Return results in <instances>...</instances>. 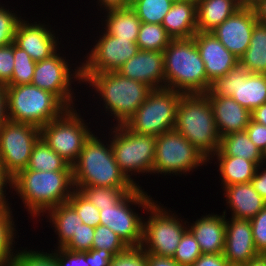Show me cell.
Segmentation results:
<instances>
[{
	"mask_svg": "<svg viewBox=\"0 0 266 266\" xmlns=\"http://www.w3.org/2000/svg\"><path fill=\"white\" fill-rule=\"evenodd\" d=\"M12 189L32 216L41 217L60 204L67 203L75 190L72 171L22 170L12 178Z\"/></svg>",
	"mask_w": 266,
	"mask_h": 266,
	"instance_id": "cell-1",
	"label": "cell"
},
{
	"mask_svg": "<svg viewBox=\"0 0 266 266\" xmlns=\"http://www.w3.org/2000/svg\"><path fill=\"white\" fill-rule=\"evenodd\" d=\"M94 133L84 142L77 161L72 165L74 186L122 188L131 192L136 186L121 172L111 144ZM103 141V142H102Z\"/></svg>",
	"mask_w": 266,
	"mask_h": 266,
	"instance_id": "cell-2",
	"label": "cell"
},
{
	"mask_svg": "<svg viewBox=\"0 0 266 266\" xmlns=\"http://www.w3.org/2000/svg\"><path fill=\"white\" fill-rule=\"evenodd\" d=\"M174 130L208 159L220 147L221 137L205 93L182 94L176 109Z\"/></svg>",
	"mask_w": 266,
	"mask_h": 266,
	"instance_id": "cell-3",
	"label": "cell"
},
{
	"mask_svg": "<svg viewBox=\"0 0 266 266\" xmlns=\"http://www.w3.org/2000/svg\"><path fill=\"white\" fill-rule=\"evenodd\" d=\"M82 80L98 93L106 113L113 115L116 125L125 124L152 90L145 83L124 77L117 71L82 73Z\"/></svg>",
	"mask_w": 266,
	"mask_h": 266,
	"instance_id": "cell-4",
	"label": "cell"
},
{
	"mask_svg": "<svg viewBox=\"0 0 266 266\" xmlns=\"http://www.w3.org/2000/svg\"><path fill=\"white\" fill-rule=\"evenodd\" d=\"M163 53L165 88L183 94L208 91L211 83L194 38L172 39Z\"/></svg>",
	"mask_w": 266,
	"mask_h": 266,
	"instance_id": "cell-5",
	"label": "cell"
},
{
	"mask_svg": "<svg viewBox=\"0 0 266 266\" xmlns=\"http://www.w3.org/2000/svg\"><path fill=\"white\" fill-rule=\"evenodd\" d=\"M7 120L41 128L68 107L53 93L33 84L5 86Z\"/></svg>",
	"mask_w": 266,
	"mask_h": 266,
	"instance_id": "cell-6",
	"label": "cell"
},
{
	"mask_svg": "<svg viewBox=\"0 0 266 266\" xmlns=\"http://www.w3.org/2000/svg\"><path fill=\"white\" fill-rule=\"evenodd\" d=\"M113 127L111 129L113 136L111 140L109 138L108 143L111 144L115 161L127 179L136 187H140L131 176L135 173V175L153 173L156 137L137 134L130 131L124 124H114Z\"/></svg>",
	"mask_w": 266,
	"mask_h": 266,
	"instance_id": "cell-7",
	"label": "cell"
},
{
	"mask_svg": "<svg viewBox=\"0 0 266 266\" xmlns=\"http://www.w3.org/2000/svg\"><path fill=\"white\" fill-rule=\"evenodd\" d=\"M182 94L168 88L152 89L144 103L124 125L137 134L155 137L173 130L176 109Z\"/></svg>",
	"mask_w": 266,
	"mask_h": 266,
	"instance_id": "cell-8",
	"label": "cell"
},
{
	"mask_svg": "<svg viewBox=\"0 0 266 266\" xmlns=\"http://www.w3.org/2000/svg\"><path fill=\"white\" fill-rule=\"evenodd\" d=\"M142 187L128 192L115 206L99 209L100 225L109 227L128 247H140L143 239V218L132 205L142 207L145 211L154 202Z\"/></svg>",
	"mask_w": 266,
	"mask_h": 266,
	"instance_id": "cell-9",
	"label": "cell"
},
{
	"mask_svg": "<svg viewBox=\"0 0 266 266\" xmlns=\"http://www.w3.org/2000/svg\"><path fill=\"white\" fill-rule=\"evenodd\" d=\"M157 203L154 201L146 210L150 216L143 221L140 247L146 253L173 257L184 232L188 229V222H183V219L178 218L171 210L168 211Z\"/></svg>",
	"mask_w": 266,
	"mask_h": 266,
	"instance_id": "cell-10",
	"label": "cell"
},
{
	"mask_svg": "<svg viewBox=\"0 0 266 266\" xmlns=\"http://www.w3.org/2000/svg\"><path fill=\"white\" fill-rule=\"evenodd\" d=\"M90 130L81 114L75 108H68L60 117L40 128V137L72 166L92 134Z\"/></svg>",
	"mask_w": 266,
	"mask_h": 266,
	"instance_id": "cell-11",
	"label": "cell"
},
{
	"mask_svg": "<svg viewBox=\"0 0 266 266\" xmlns=\"http://www.w3.org/2000/svg\"><path fill=\"white\" fill-rule=\"evenodd\" d=\"M207 162L209 159L174 129L156 137L154 174H187Z\"/></svg>",
	"mask_w": 266,
	"mask_h": 266,
	"instance_id": "cell-12",
	"label": "cell"
},
{
	"mask_svg": "<svg viewBox=\"0 0 266 266\" xmlns=\"http://www.w3.org/2000/svg\"><path fill=\"white\" fill-rule=\"evenodd\" d=\"M205 94L231 97L252 112L266 103V74L250 73L239 62L224 76L211 82Z\"/></svg>",
	"mask_w": 266,
	"mask_h": 266,
	"instance_id": "cell-13",
	"label": "cell"
},
{
	"mask_svg": "<svg viewBox=\"0 0 266 266\" xmlns=\"http://www.w3.org/2000/svg\"><path fill=\"white\" fill-rule=\"evenodd\" d=\"M39 138L40 128L30 124L7 120L0 128V162L11 178L27 168Z\"/></svg>",
	"mask_w": 266,
	"mask_h": 266,
	"instance_id": "cell-14",
	"label": "cell"
},
{
	"mask_svg": "<svg viewBox=\"0 0 266 266\" xmlns=\"http://www.w3.org/2000/svg\"><path fill=\"white\" fill-rule=\"evenodd\" d=\"M60 54L56 52L51 57L36 62L31 84L55 94L68 108H74L71 84L73 78L74 81H79L78 83L83 82L81 65L73 71L70 62Z\"/></svg>",
	"mask_w": 266,
	"mask_h": 266,
	"instance_id": "cell-15",
	"label": "cell"
},
{
	"mask_svg": "<svg viewBox=\"0 0 266 266\" xmlns=\"http://www.w3.org/2000/svg\"><path fill=\"white\" fill-rule=\"evenodd\" d=\"M91 51L85 62L81 63L82 73H105L117 71L126 61L139 51L138 45L130 40L118 39L105 30Z\"/></svg>",
	"mask_w": 266,
	"mask_h": 266,
	"instance_id": "cell-16",
	"label": "cell"
},
{
	"mask_svg": "<svg viewBox=\"0 0 266 266\" xmlns=\"http://www.w3.org/2000/svg\"><path fill=\"white\" fill-rule=\"evenodd\" d=\"M257 23L253 8L241 7L211 32L231 53L240 58L249 47Z\"/></svg>",
	"mask_w": 266,
	"mask_h": 266,
	"instance_id": "cell-17",
	"label": "cell"
},
{
	"mask_svg": "<svg viewBox=\"0 0 266 266\" xmlns=\"http://www.w3.org/2000/svg\"><path fill=\"white\" fill-rule=\"evenodd\" d=\"M40 22L29 23L21 19L15 31L14 43L35 61L39 62L54 55L59 49L58 37L51 27Z\"/></svg>",
	"mask_w": 266,
	"mask_h": 266,
	"instance_id": "cell-18",
	"label": "cell"
},
{
	"mask_svg": "<svg viewBox=\"0 0 266 266\" xmlns=\"http://www.w3.org/2000/svg\"><path fill=\"white\" fill-rule=\"evenodd\" d=\"M117 72L124 77L145 83L151 89L165 88L164 53L139 50Z\"/></svg>",
	"mask_w": 266,
	"mask_h": 266,
	"instance_id": "cell-19",
	"label": "cell"
},
{
	"mask_svg": "<svg viewBox=\"0 0 266 266\" xmlns=\"http://www.w3.org/2000/svg\"><path fill=\"white\" fill-rule=\"evenodd\" d=\"M193 38L210 83L224 76L239 63V58L231 53L212 32H196Z\"/></svg>",
	"mask_w": 266,
	"mask_h": 266,
	"instance_id": "cell-20",
	"label": "cell"
},
{
	"mask_svg": "<svg viewBox=\"0 0 266 266\" xmlns=\"http://www.w3.org/2000/svg\"><path fill=\"white\" fill-rule=\"evenodd\" d=\"M226 218V239L223 256L231 265H244L258 253L252 235L250 220Z\"/></svg>",
	"mask_w": 266,
	"mask_h": 266,
	"instance_id": "cell-21",
	"label": "cell"
},
{
	"mask_svg": "<svg viewBox=\"0 0 266 266\" xmlns=\"http://www.w3.org/2000/svg\"><path fill=\"white\" fill-rule=\"evenodd\" d=\"M220 137L245 131L251 112L231 97L208 96Z\"/></svg>",
	"mask_w": 266,
	"mask_h": 266,
	"instance_id": "cell-22",
	"label": "cell"
},
{
	"mask_svg": "<svg viewBox=\"0 0 266 266\" xmlns=\"http://www.w3.org/2000/svg\"><path fill=\"white\" fill-rule=\"evenodd\" d=\"M226 210L222 215L208 214L189 226L188 229L198 242L202 254L223 253L226 239Z\"/></svg>",
	"mask_w": 266,
	"mask_h": 266,
	"instance_id": "cell-23",
	"label": "cell"
},
{
	"mask_svg": "<svg viewBox=\"0 0 266 266\" xmlns=\"http://www.w3.org/2000/svg\"><path fill=\"white\" fill-rule=\"evenodd\" d=\"M223 190L232 218L251 220L266 206L251 182L226 186Z\"/></svg>",
	"mask_w": 266,
	"mask_h": 266,
	"instance_id": "cell-24",
	"label": "cell"
},
{
	"mask_svg": "<svg viewBox=\"0 0 266 266\" xmlns=\"http://www.w3.org/2000/svg\"><path fill=\"white\" fill-rule=\"evenodd\" d=\"M161 25L172 39L193 38L197 32L196 0L175 1Z\"/></svg>",
	"mask_w": 266,
	"mask_h": 266,
	"instance_id": "cell-25",
	"label": "cell"
},
{
	"mask_svg": "<svg viewBox=\"0 0 266 266\" xmlns=\"http://www.w3.org/2000/svg\"><path fill=\"white\" fill-rule=\"evenodd\" d=\"M196 2L197 32H211L241 8L238 0H196Z\"/></svg>",
	"mask_w": 266,
	"mask_h": 266,
	"instance_id": "cell-26",
	"label": "cell"
},
{
	"mask_svg": "<svg viewBox=\"0 0 266 266\" xmlns=\"http://www.w3.org/2000/svg\"><path fill=\"white\" fill-rule=\"evenodd\" d=\"M106 15L104 29L108 34L118 39L137 42L141 21L130 6L107 10Z\"/></svg>",
	"mask_w": 266,
	"mask_h": 266,
	"instance_id": "cell-27",
	"label": "cell"
},
{
	"mask_svg": "<svg viewBox=\"0 0 266 266\" xmlns=\"http://www.w3.org/2000/svg\"><path fill=\"white\" fill-rule=\"evenodd\" d=\"M212 156H234L253 161L257 166L264 163L263 153L250 140L246 131L221 137L220 147Z\"/></svg>",
	"mask_w": 266,
	"mask_h": 266,
	"instance_id": "cell-28",
	"label": "cell"
},
{
	"mask_svg": "<svg viewBox=\"0 0 266 266\" xmlns=\"http://www.w3.org/2000/svg\"><path fill=\"white\" fill-rule=\"evenodd\" d=\"M216 157L218 170L221 176L223 188L234 184L251 182L257 169V165L250 160L234 156H211Z\"/></svg>",
	"mask_w": 266,
	"mask_h": 266,
	"instance_id": "cell-29",
	"label": "cell"
},
{
	"mask_svg": "<svg viewBox=\"0 0 266 266\" xmlns=\"http://www.w3.org/2000/svg\"><path fill=\"white\" fill-rule=\"evenodd\" d=\"M46 216L50 220L49 222H52L51 224L55 228H53L54 232H57L58 248L64 247L83 224L80 216L68 203L48 210Z\"/></svg>",
	"mask_w": 266,
	"mask_h": 266,
	"instance_id": "cell-30",
	"label": "cell"
},
{
	"mask_svg": "<svg viewBox=\"0 0 266 266\" xmlns=\"http://www.w3.org/2000/svg\"><path fill=\"white\" fill-rule=\"evenodd\" d=\"M239 62L250 72L266 74V25L254 26L248 49Z\"/></svg>",
	"mask_w": 266,
	"mask_h": 266,
	"instance_id": "cell-31",
	"label": "cell"
},
{
	"mask_svg": "<svg viewBox=\"0 0 266 266\" xmlns=\"http://www.w3.org/2000/svg\"><path fill=\"white\" fill-rule=\"evenodd\" d=\"M24 170L72 171V166L40 137L33 146L29 163Z\"/></svg>",
	"mask_w": 266,
	"mask_h": 266,
	"instance_id": "cell-32",
	"label": "cell"
},
{
	"mask_svg": "<svg viewBox=\"0 0 266 266\" xmlns=\"http://www.w3.org/2000/svg\"><path fill=\"white\" fill-rule=\"evenodd\" d=\"M10 207L11 205L0 209V266H11L15 256L13 245L17 230Z\"/></svg>",
	"mask_w": 266,
	"mask_h": 266,
	"instance_id": "cell-33",
	"label": "cell"
},
{
	"mask_svg": "<svg viewBox=\"0 0 266 266\" xmlns=\"http://www.w3.org/2000/svg\"><path fill=\"white\" fill-rule=\"evenodd\" d=\"M171 40L161 24L141 22L136 44L139 50L163 52Z\"/></svg>",
	"mask_w": 266,
	"mask_h": 266,
	"instance_id": "cell-34",
	"label": "cell"
},
{
	"mask_svg": "<svg viewBox=\"0 0 266 266\" xmlns=\"http://www.w3.org/2000/svg\"><path fill=\"white\" fill-rule=\"evenodd\" d=\"M173 3V0H131L130 7L141 22L162 24Z\"/></svg>",
	"mask_w": 266,
	"mask_h": 266,
	"instance_id": "cell-35",
	"label": "cell"
},
{
	"mask_svg": "<svg viewBox=\"0 0 266 266\" xmlns=\"http://www.w3.org/2000/svg\"><path fill=\"white\" fill-rule=\"evenodd\" d=\"M98 209L106 206H115L126 194L122 188H108L101 186H74Z\"/></svg>",
	"mask_w": 266,
	"mask_h": 266,
	"instance_id": "cell-36",
	"label": "cell"
},
{
	"mask_svg": "<svg viewBox=\"0 0 266 266\" xmlns=\"http://www.w3.org/2000/svg\"><path fill=\"white\" fill-rule=\"evenodd\" d=\"M14 68L8 85L31 84L36 62L24 50L13 43Z\"/></svg>",
	"mask_w": 266,
	"mask_h": 266,
	"instance_id": "cell-37",
	"label": "cell"
},
{
	"mask_svg": "<svg viewBox=\"0 0 266 266\" xmlns=\"http://www.w3.org/2000/svg\"><path fill=\"white\" fill-rule=\"evenodd\" d=\"M67 203L76 211L83 224L96 228L100 225L99 209L78 190H74Z\"/></svg>",
	"mask_w": 266,
	"mask_h": 266,
	"instance_id": "cell-38",
	"label": "cell"
},
{
	"mask_svg": "<svg viewBox=\"0 0 266 266\" xmlns=\"http://www.w3.org/2000/svg\"><path fill=\"white\" fill-rule=\"evenodd\" d=\"M129 247L109 227L98 225L95 228L92 249H104L113 256L126 251Z\"/></svg>",
	"mask_w": 266,
	"mask_h": 266,
	"instance_id": "cell-39",
	"label": "cell"
},
{
	"mask_svg": "<svg viewBox=\"0 0 266 266\" xmlns=\"http://www.w3.org/2000/svg\"><path fill=\"white\" fill-rule=\"evenodd\" d=\"M201 255L202 251L198 242L191 231L187 229L172 258L180 266H191Z\"/></svg>",
	"mask_w": 266,
	"mask_h": 266,
	"instance_id": "cell-40",
	"label": "cell"
},
{
	"mask_svg": "<svg viewBox=\"0 0 266 266\" xmlns=\"http://www.w3.org/2000/svg\"><path fill=\"white\" fill-rule=\"evenodd\" d=\"M19 251H15L11 266H59L55 256L50 252L30 249L28 251L26 249Z\"/></svg>",
	"mask_w": 266,
	"mask_h": 266,
	"instance_id": "cell-41",
	"label": "cell"
},
{
	"mask_svg": "<svg viewBox=\"0 0 266 266\" xmlns=\"http://www.w3.org/2000/svg\"><path fill=\"white\" fill-rule=\"evenodd\" d=\"M9 10V8L0 5V47L14 43L15 31L22 19L14 11Z\"/></svg>",
	"mask_w": 266,
	"mask_h": 266,
	"instance_id": "cell-42",
	"label": "cell"
},
{
	"mask_svg": "<svg viewBox=\"0 0 266 266\" xmlns=\"http://www.w3.org/2000/svg\"><path fill=\"white\" fill-rule=\"evenodd\" d=\"M94 234V227L82 224L64 248L70 251H89L92 249Z\"/></svg>",
	"mask_w": 266,
	"mask_h": 266,
	"instance_id": "cell-43",
	"label": "cell"
},
{
	"mask_svg": "<svg viewBox=\"0 0 266 266\" xmlns=\"http://www.w3.org/2000/svg\"><path fill=\"white\" fill-rule=\"evenodd\" d=\"M255 247L260 255H266V206L250 220Z\"/></svg>",
	"mask_w": 266,
	"mask_h": 266,
	"instance_id": "cell-44",
	"label": "cell"
},
{
	"mask_svg": "<svg viewBox=\"0 0 266 266\" xmlns=\"http://www.w3.org/2000/svg\"><path fill=\"white\" fill-rule=\"evenodd\" d=\"M110 266H147L146 252L141 247H129L126 251L115 255Z\"/></svg>",
	"mask_w": 266,
	"mask_h": 266,
	"instance_id": "cell-45",
	"label": "cell"
},
{
	"mask_svg": "<svg viewBox=\"0 0 266 266\" xmlns=\"http://www.w3.org/2000/svg\"><path fill=\"white\" fill-rule=\"evenodd\" d=\"M14 68L13 43L0 47V85L7 86Z\"/></svg>",
	"mask_w": 266,
	"mask_h": 266,
	"instance_id": "cell-46",
	"label": "cell"
},
{
	"mask_svg": "<svg viewBox=\"0 0 266 266\" xmlns=\"http://www.w3.org/2000/svg\"><path fill=\"white\" fill-rule=\"evenodd\" d=\"M56 249L51 252L55 256L59 266H88L85 258V252L70 251L64 247H57Z\"/></svg>",
	"mask_w": 266,
	"mask_h": 266,
	"instance_id": "cell-47",
	"label": "cell"
},
{
	"mask_svg": "<svg viewBox=\"0 0 266 266\" xmlns=\"http://www.w3.org/2000/svg\"><path fill=\"white\" fill-rule=\"evenodd\" d=\"M245 131L250 140L263 153L266 149V126L250 119Z\"/></svg>",
	"mask_w": 266,
	"mask_h": 266,
	"instance_id": "cell-48",
	"label": "cell"
},
{
	"mask_svg": "<svg viewBox=\"0 0 266 266\" xmlns=\"http://www.w3.org/2000/svg\"><path fill=\"white\" fill-rule=\"evenodd\" d=\"M114 256L104 249H91L85 251L88 266H110Z\"/></svg>",
	"mask_w": 266,
	"mask_h": 266,
	"instance_id": "cell-49",
	"label": "cell"
},
{
	"mask_svg": "<svg viewBox=\"0 0 266 266\" xmlns=\"http://www.w3.org/2000/svg\"><path fill=\"white\" fill-rule=\"evenodd\" d=\"M191 266H231L223 256L218 254H202Z\"/></svg>",
	"mask_w": 266,
	"mask_h": 266,
	"instance_id": "cell-50",
	"label": "cell"
},
{
	"mask_svg": "<svg viewBox=\"0 0 266 266\" xmlns=\"http://www.w3.org/2000/svg\"><path fill=\"white\" fill-rule=\"evenodd\" d=\"M257 166L254 177L251 180V184L254 189L261 195V197L266 201V166L263 165ZM265 166V168H263ZM263 170L260 172V170Z\"/></svg>",
	"mask_w": 266,
	"mask_h": 266,
	"instance_id": "cell-51",
	"label": "cell"
},
{
	"mask_svg": "<svg viewBox=\"0 0 266 266\" xmlns=\"http://www.w3.org/2000/svg\"><path fill=\"white\" fill-rule=\"evenodd\" d=\"M8 183V184H7ZM9 185L10 190L12 188V178L5 172L2 163L0 162V209L9 206V202L6 198V188ZM6 187V188H5ZM8 202V203H7Z\"/></svg>",
	"mask_w": 266,
	"mask_h": 266,
	"instance_id": "cell-52",
	"label": "cell"
},
{
	"mask_svg": "<svg viewBox=\"0 0 266 266\" xmlns=\"http://www.w3.org/2000/svg\"><path fill=\"white\" fill-rule=\"evenodd\" d=\"M147 266H180L172 257L146 253Z\"/></svg>",
	"mask_w": 266,
	"mask_h": 266,
	"instance_id": "cell-53",
	"label": "cell"
},
{
	"mask_svg": "<svg viewBox=\"0 0 266 266\" xmlns=\"http://www.w3.org/2000/svg\"><path fill=\"white\" fill-rule=\"evenodd\" d=\"M96 2H98V5L100 4V8L102 7L105 12L112 9L126 8L131 4V0H98Z\"/></svg>",
	"mask_w": 266,
	"mask_h": 266,
	"instance_id": "cell-54",
	"label": "cell"
},
{
	"mask_svg": "<svg viewBox=\"0 0 266 266\" xmlns=\"http://www.w3.org/2000/svg\"><path fill=\"white\" fill-rule=\"evenodd\" d=\"M251 119L259 124L266 126V103L260 107L255 108L251 112Z\"/></svg>",
	"mask_w": 266,
	"mask_h": 266,
	"instance_id": "cell-55",
	"label": "cell"
},
{
	"mask_svg": "<svg viewBox=\"0 0 266 266\" xmlns=\"http://www.w3.org/2000/svg\"><path fill=\"white\" fill-rule=\"evenodd\" d=\"M7 121L5 86L0 85V128Z\"/></svg>",
	"mask_w": 266,
	"mask_h": 266,
	"instance_id": "cell-56",
	"label": "cell"
},
{
	"mask_svg": "<svg viewBox=\"0 0 266 266\" xmlns=\"http://www.w3.org/2000/svg\"><path fill=\"white\" fill-rule=\"evenodd\" d=\"M258 23L266 25V0L260 1L253 7Z\"/></svg>",
	"mask_w": 266,
	"mask_h": 266,
	"instance_id": "cell-57",
	"label": "cell"
},
{
	"mask_svg": "<svg viewBox=\"0 0 266 266\" xmlns=\"http://www.w3.org/2000/svg\"><path fill=\"white\" fill-rule=\"evenodd\" d=\"M243 266H266V255H259L258 257L250 260Z\"/></svg>",
	"mask_w": 266,
	"mask_h": 266,
	"instance_id": "cell-58",
	"label": "cell"
},
{
	"mask_svg": "<svg viewBox=\"0 0 266 266\" xmlns=\"http://www.w3.org/2000/svg\"><path fill=\"white\" fill-rule=\"evenodd\" d=\"M241 7H249L253 8L256 4H258L262 0H238Z\"/></svg>",
	"mask_w": 266,
	"mask_h": 266,
	"instance_id": "cell-59",
	"label": "cell"
},
{
	"mask_svg": "<svg viewBox=\"0 0 266 266\" xmlns=\"http://www.w3.org/2000/svg\"><path fill=\"white\" fill-rule=\"evenodd\" d=\"M263 161H264V164L266 165V149L263 152Z\"/></svg>",
	"mask_w": 266,
	"mask_h": 266,
	"instance_id": "cell-60",
	"label": "cell"
}]
</instances>
